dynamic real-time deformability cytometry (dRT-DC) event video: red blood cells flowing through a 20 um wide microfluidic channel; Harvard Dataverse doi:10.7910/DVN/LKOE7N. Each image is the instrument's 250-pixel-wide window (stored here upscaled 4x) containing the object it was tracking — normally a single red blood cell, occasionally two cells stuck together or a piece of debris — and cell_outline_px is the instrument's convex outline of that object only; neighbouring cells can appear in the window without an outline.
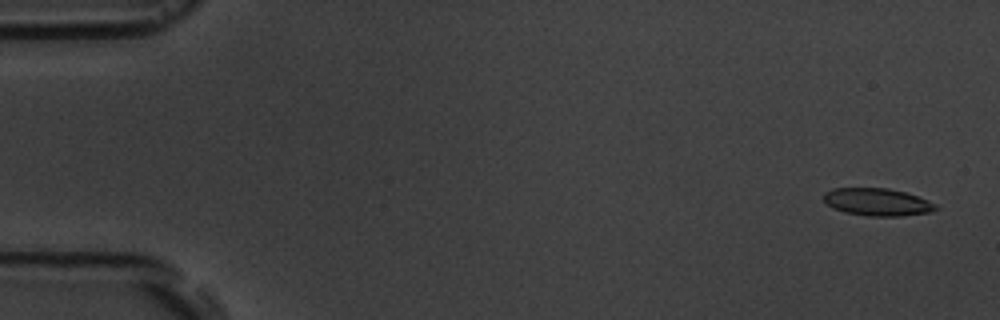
{"species": "common noctule bat (a hibernating species)", "species_latin": "Nyctalus noctula", "temperature_condition": "room temperature", "stored_images_in_passage": 5, "camera_frame_rate_fps": 3000, "um_per_image_px": 0.085, "animal": {"sex": "male", "body_mass_g": 19.5, "forearm_length_mm": 54.6}, "frame": {"image": 1, "passage_image": 1, "time_ms": 0.0, "image_size_px": [1000, 320], "cell_outline_px": [[940, 208], [932, 212], [900, 216], [868, 216], [844, 212], [832, 208], [824, 200], [824, 192], [832, 188], [888, 188], [904, 192], [928, 200], [936, 204]], "centroid_in_image_um": [74.58, 17.17], "position_along_channel_um": 10.4, "area_um2": 18.03}}
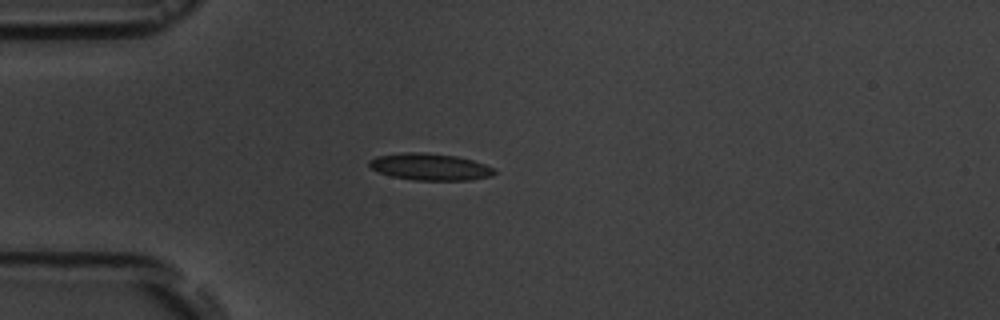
{"frame": {"image": 2, "passage_image": 4, "time_ms": 4.333, "image_size_px": [1000, 320], "cell_outline_px": [[496, 172], [492, 176], [472, 180], [412, 180], [392, 176], [380, 172], [372, 168], [368, 164], [368, 160], [376, 156], [400, 152], [424, 152], [456, 156], [472, 160], [496, 168]], "centroid_in_image_um": [36.56, 14.17], "position_along_channel_um": 48.4, "area_um2": 19.71}}